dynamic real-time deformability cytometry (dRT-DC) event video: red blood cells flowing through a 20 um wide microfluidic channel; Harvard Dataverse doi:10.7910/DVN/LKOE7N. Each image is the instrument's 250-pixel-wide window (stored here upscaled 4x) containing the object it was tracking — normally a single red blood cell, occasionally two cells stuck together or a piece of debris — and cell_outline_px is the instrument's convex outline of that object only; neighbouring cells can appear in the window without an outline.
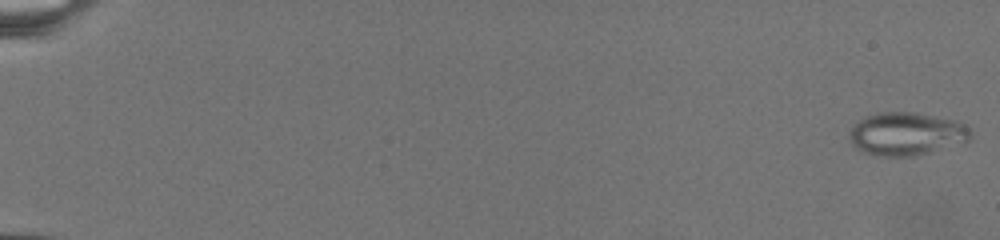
{"species": "common noctule bat (a hibernating species)", "species_latin": "Nyctalus noctula", "temperature_condition": "warm", "stored_images_in_passage": 66, "camera_frame_rate_fps": 3000, "um_per_image_px": 0.085, "animal": {"sex": "female", "body_mass_g": 19.5, "forearm_length_mm": 54.1}, "frame": {"image": 1, "passage_image": 1, "time_ms": 0.0, "image_size_px": [1000, 240], "cell_outline_px": [[972, 136], [964, 144], [912, 156], [880, 156], [860, 152], [852, 144], [848, 136], [848, 132], [864, 116], [880, 112], [916, 112], [956, 120], [964, 124], [972, 132]], "centroid_in_image_um": [77.06, 11.38], "position_along_channel_um": 7.9, "area_um2": 30.75}}
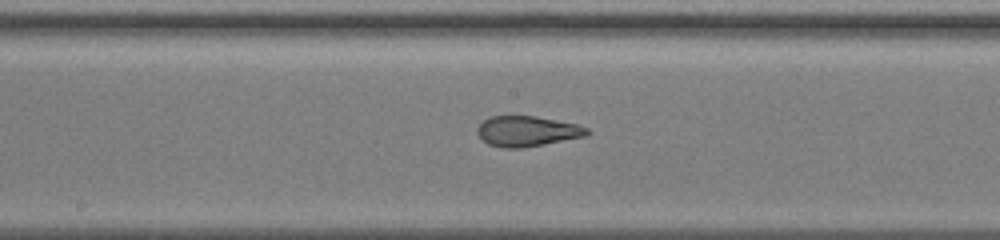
{"frame": {"image": 2, "passage_image": 34, "time_ms": 14.0, "image_size_px": [1000, 240], "cell_outline_px": [[592, 132], [588, 136], [524, 148], [504, 148], [488, 144], [476, 132], [476, 128], [484, 120], [492, 116], [536, 116], [576, 124], [588, 128]], "centroid_in_image_um": [44.85, 11.16], "position_along_channel_um": 203.4, "area_um2": 19.54}}
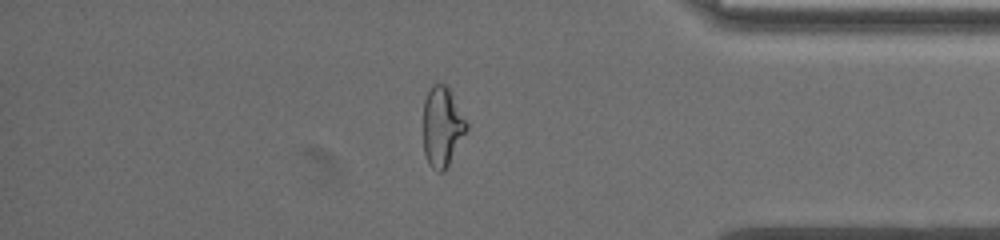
{"frame": {"image": 3, "passage_image": 55, "time_ms": 21.333, "image_size_px": [1000, 240], "cell_outline_px": [[468, 128], [444, 172], [436, 172], [428, 164], [424, 152], [424, 100], [432, 84], [444, 84], [448, 88], [468, 124]], "centroid_in_image_um": [37.57, 10.8], "position_along_channel_um": 397.6, "area_um2": 19.83}}